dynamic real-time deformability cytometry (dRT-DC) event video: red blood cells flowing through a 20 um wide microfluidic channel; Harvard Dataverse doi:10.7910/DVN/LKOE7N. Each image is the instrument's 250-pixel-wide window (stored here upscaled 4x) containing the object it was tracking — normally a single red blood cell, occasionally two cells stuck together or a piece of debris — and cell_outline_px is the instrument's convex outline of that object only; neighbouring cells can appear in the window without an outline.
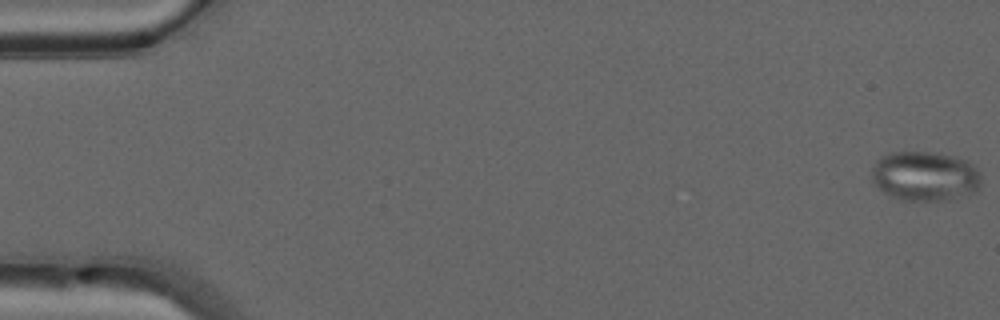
{"species": "common noctule bat (a hibernating species)", "species_latin": "Nyctalus noctula", "temperature_condition": "warm", "stored_images_in_passage": 15, "camera_frame_rate_fps": 3000, "um_per_image_px": 0.085, "animal": {"sex": "male", "forearm_length_mm": 52.5}, "frame": {"image": 1, "passage_image": 1, "time_ms": 0.0, "image_size_px": [1000, 320], "cell_outline_px": [[980, 184], [972, 192], [948, 200], [900, 200], [884, 192], [872, 180], [872, 168], [876, 160], [880, 156], [892, 152], [936, 152], [956, 156], [968, 160], [980, 172]], "centroid_in_image_um": [78.61, 14.94], "position_along_channel_um": 6.4, "area_um2": 31.67}}